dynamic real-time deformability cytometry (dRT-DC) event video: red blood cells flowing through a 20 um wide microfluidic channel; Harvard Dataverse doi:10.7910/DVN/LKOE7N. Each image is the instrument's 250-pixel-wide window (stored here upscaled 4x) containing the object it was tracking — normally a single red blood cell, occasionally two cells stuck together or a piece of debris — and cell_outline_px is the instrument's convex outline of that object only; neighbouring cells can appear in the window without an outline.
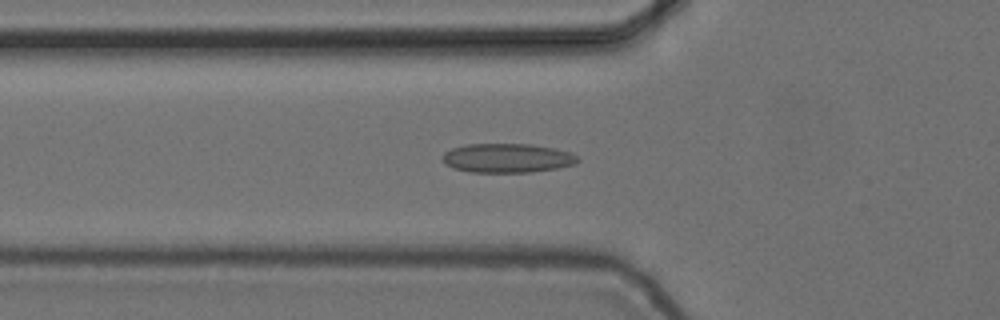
{"species": "common noctule bat (a hibernating species)", "species_latin": "Nyctalus noctula", "temperature_condition": "cold", "stored_images_in_passage": 55, "camera_frame_rate_fps": 3000, "um_per_image_px": 0.085, "animal": {"sex": "female", "body_mass_g": 24.6, "forearm_length_mm": 56.2}, "frame": {"image": 1, "passage_image": 19, "time_ms": 6.0, "image_size_px": [1000, 320], "cell_outline_px": [[580, 160], [576, 164], [556, 168], [532, 172], [472, 172], [452, 168], [444, 164], [444, 152], [452, 148], [468, 144], [532, 144], [572, 152]], "centroid_in_image_um": [43.13, 13.43], "position_along_channel_um": 82.7, "area_um2": 22.95}}
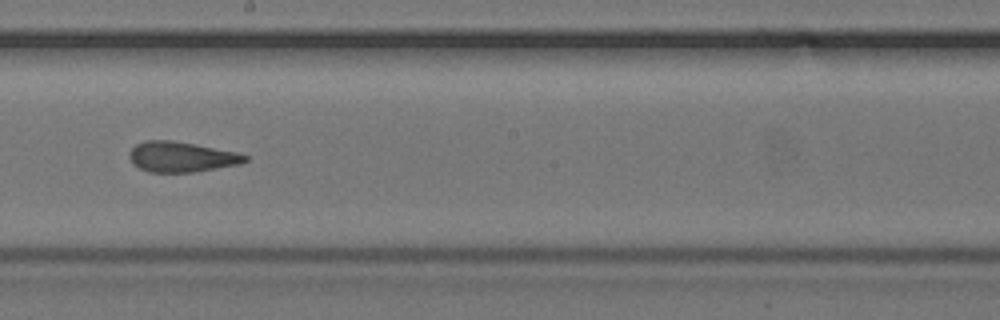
{"frame": {"image": 2, "passage_image": 31, "time_ms": 10.0, "image_size_px": [1000, 320], "cell_outline_px": [[248, 160], [240, 164], [196, 172], [148, 172], [132, 164], [128, 156], [128, 152], [136, 144], [144, 140], [172, 140], [240, 152], [248, 156]], "centroid_in_image_um": [15.42, 13.33], "position_along_channel_um": 232.8, "area_um2": 20.75}}
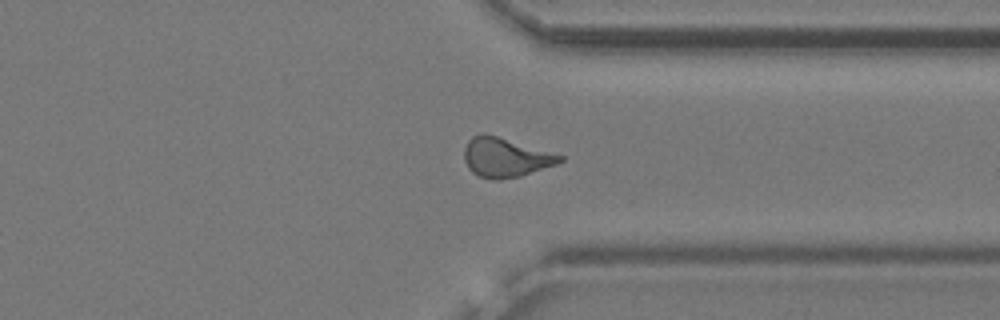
{"frame": {"image": 3, "passage_image": 42, "time_ms": 13.667, "image_size_px": [1000, 320], "cell_outline_px": [[564, 160], [556, 164], [520, 176], [500, 180], [496, 180], [480, 176], [472, 172], [468, 168], [464, 160], [464, 148], [468, 140], [472, 136], [480, 132], [484, 132], [564, 156]], "centroid_in_image_um": [42.92, 13.37], "position_along_channel_um": 368.5, "area_um2": 21.85}, "authors_computed_cell_mechanics": {"area_um2": 21.097, "velocity_mm_per_s": 3.7296, "shape_relaxation_time_tau1_ms": null, "shape_relaxation_time_tau2_ms": 1.6509, "deformation_change_tau1": null, "deformation_change_tau2": 0.0878}}